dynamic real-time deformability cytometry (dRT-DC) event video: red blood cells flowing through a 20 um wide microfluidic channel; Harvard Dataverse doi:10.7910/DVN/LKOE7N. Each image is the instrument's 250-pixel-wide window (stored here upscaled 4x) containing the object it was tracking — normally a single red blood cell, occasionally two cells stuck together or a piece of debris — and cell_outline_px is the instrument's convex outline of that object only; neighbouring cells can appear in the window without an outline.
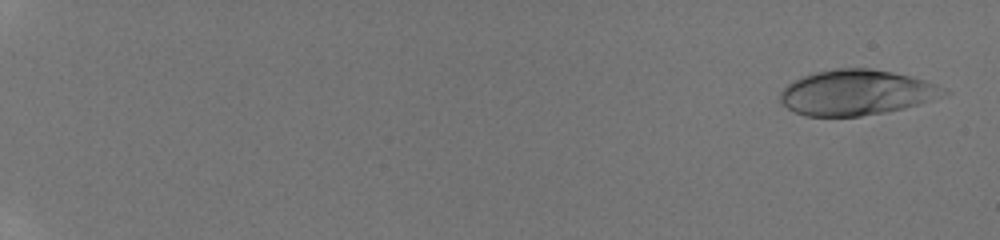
{"species": "human", "species_latin": "Homo sapiens", "temperature_condition": "room temperature", "stored_images_in_passage": 47, "camera_frame_rate_fps": 3000, "um_per_image_px": 0.085, "donor": {"sex": "male"}, "frame": {"image": 1, "passage_image": 2, "time_ms": 0.333, "image_size_px": [1000, 240], "cell_outline_px": [[952, 92], [948, 96], [904, 108], [884, 112], [860, 116], [804, 116], [788, 108], [780, 100], [780, 92], [788, 84], [804, 76], [816, 72], [836, 68], [872, 68], [892, 72], [924, 80], [936, 84]], "centroid_in_image_um": [72.85, 7.87], "position_along_channel_um": 12.1, "area_um2": 43.18}}
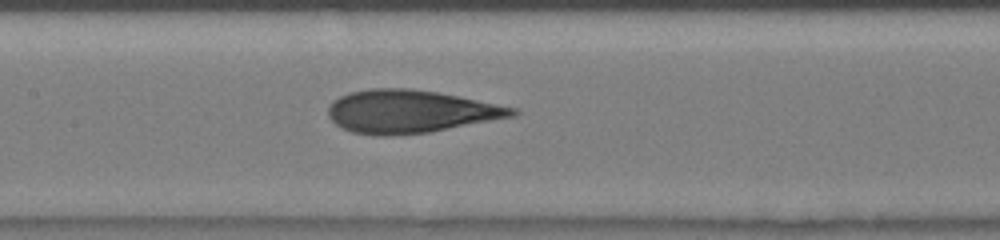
{"frame": {"image": 2, "passage_image": 27, "time_ms": 9.667, "image_size_px": [1000, 240], "cell_outline_px": [[520, 112], [516, 116], [428, 132], [388, 136], [376, 136], [352, 132], [340, 128], [328, 116], [328, 104], [332, 100], [348, 92], [368, 88], [412, 88], [440, 92], [516, 108]], "centroid_in_image_um": [34.83, 9.47], "position_along_channel_um": 172.6, "area_um2": 46.41}}
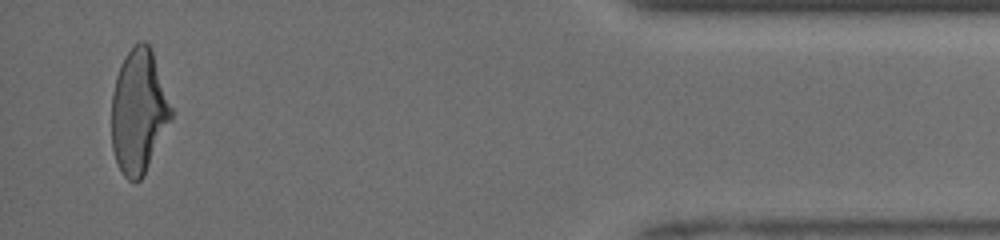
{"frame": {"image": 3, "passage_image": 47, "time_ms": 17.0, "image_size_px": [1000, 240], "cell_outline_px": [[172, 120], [140, 180], [128, 180], [124, 176], [116, 160], [112, 148], [112, 92], [116, 76], [132, 44], [140, 40], [144, 40], [152, 48], [172, 108]], "centroid_in_image_um": [11.79, 9.43], "position_along_channel_um": 423.4, "area_um2": 42.83}, "authors_computed_cell_mechanics": {"area_um2": 44.1592, "velocity_mm_per_s": 4.1137, "shape_relaxation_time_tau1_ms": 6.3046, "shape_relaxation_time_tau2_ms": 1.1262, "deformation_change_tau1": 0.236, "deformation_change_tau2": 0.1001}}